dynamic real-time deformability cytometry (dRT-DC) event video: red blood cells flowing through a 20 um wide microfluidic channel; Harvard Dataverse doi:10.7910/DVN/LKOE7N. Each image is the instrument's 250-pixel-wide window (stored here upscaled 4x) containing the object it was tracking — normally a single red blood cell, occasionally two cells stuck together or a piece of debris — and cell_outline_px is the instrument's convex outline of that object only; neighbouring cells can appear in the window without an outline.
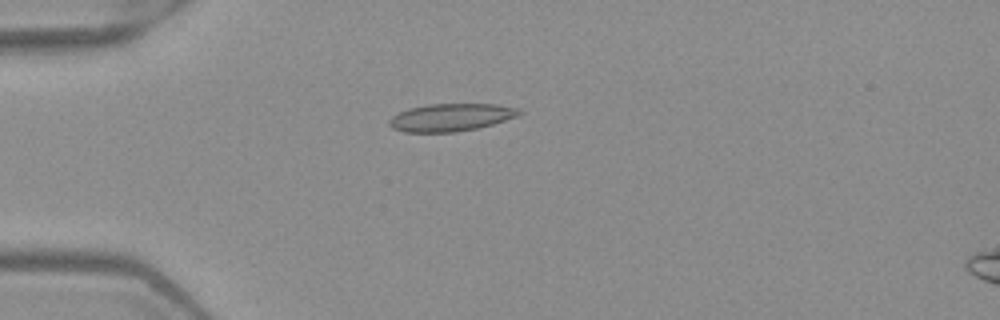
{"species": "Egyptian fruit bat (a non-hibernating species)", "species_latin": "Rousettus aegyptiacus", "temperature_condition": "warm", "stored_images_in_passage": 4, "camera_frame_rate_fps": 3000, "um_per_image_px": 0.085, "frame": {"image": 1, "passage_image": 4, "time_ms": 1.0, "image_size_px": [1000, 320], "cell_outline_px": [[524, 112], [516, 116], [492, 124], [476, 128], [452, 132], [404, 132], [392, 128], [388, 124], [388, 120], [392, 116], [408, 108], [428, 104], [496, 104], [520, 108]], "centroid_in_image_um": [38.31, 9.97], "position_along_channel_um": 46.7, "area_um2": 20.87}}